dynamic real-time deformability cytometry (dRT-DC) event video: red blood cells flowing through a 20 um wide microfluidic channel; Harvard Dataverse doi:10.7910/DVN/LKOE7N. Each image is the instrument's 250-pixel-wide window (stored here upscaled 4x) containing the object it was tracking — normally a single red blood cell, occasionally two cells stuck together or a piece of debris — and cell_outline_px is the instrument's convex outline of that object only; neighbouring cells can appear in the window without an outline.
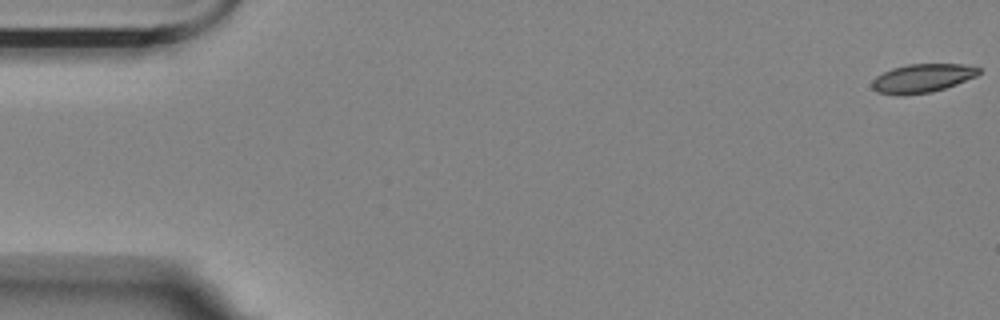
{"species": "Egyptian fruit bat (a non-hibernating species)", "species_latin": "Rousettus aegyptiacus", "temperature_condition": "room temperature", "stored_images_in_passage": 49, "camera_frame_rate_fps": 3000, "um_per_image_px": 0.085, "animal": {"sex": "female"}, "frame": {"image": 1, "passage_image": 1, "time_ms": 0.0, "image_size_px": [1000, 320], "cell_outline_px": [[980, 72], [976, 76], [956, 84], [932, 92], [904, 96], [900, 96], [876, 92], [872, 88], [872, 80], [876, 76], [892, 68], [908, 64], [964, 64], [980, 68]], "centroid_in_image_um": [78.36, 6.66], "position_along_channel_um": 6.6, "area_um2": 17.92}}
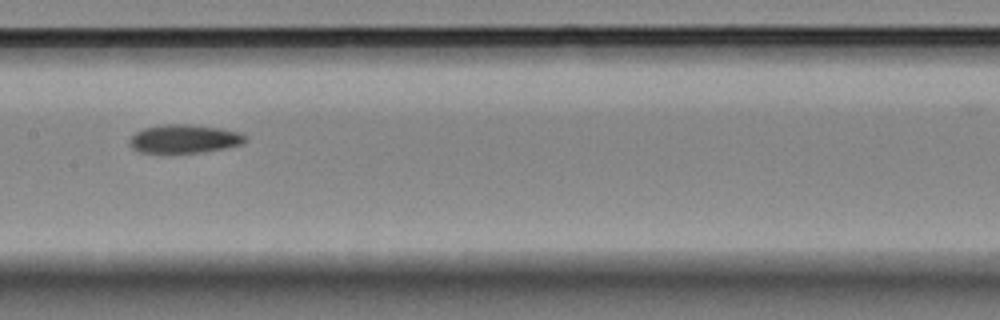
{"frame": {"image": 2, "passage_image": 28, "time_ms": 9.0, "image_size_px": [1000, 320], "cell_outline_px": [[248, 140], [240, 144], [224, 148], [200, 152], [140, 152], [132, 148], [128, 144], [128, 140], [136, 132], [144, 128], [160, 124], [192, 124], [220, 128], [236, 132], [244, 136]], "centroid_in_image_um": [15.61, 11.78], "position_along_channel_um": 191.8, "area_um2": 19.02}}
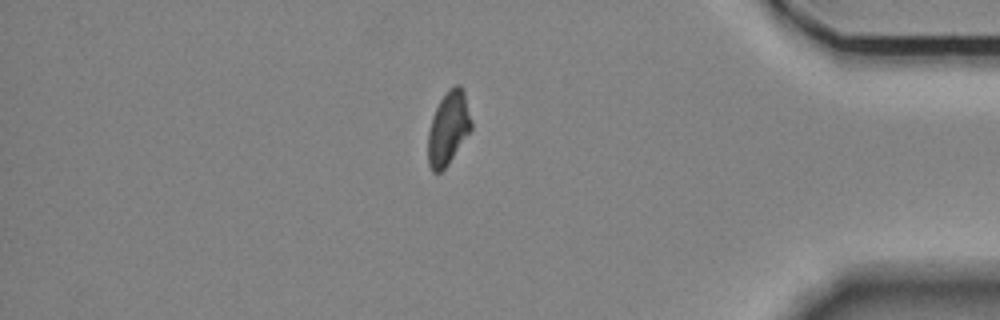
{"frame": {"image": 3, "passage_image": 48, "time_ms": 15.667, "image_size_px": [1000, 320], "cell_outline_px": [[472, 128], [448, 164], [440, 172], [432, 172], [428, 164], [428, 132], [432, 116], [440, 100], [448, 88], [456, 84], [460, 84], [464, 92], [472, 120]], "centroid_in_image_um": [38.1, 10.87], "position_along_channel_um": 397.1, "area_um2": 18.5}}